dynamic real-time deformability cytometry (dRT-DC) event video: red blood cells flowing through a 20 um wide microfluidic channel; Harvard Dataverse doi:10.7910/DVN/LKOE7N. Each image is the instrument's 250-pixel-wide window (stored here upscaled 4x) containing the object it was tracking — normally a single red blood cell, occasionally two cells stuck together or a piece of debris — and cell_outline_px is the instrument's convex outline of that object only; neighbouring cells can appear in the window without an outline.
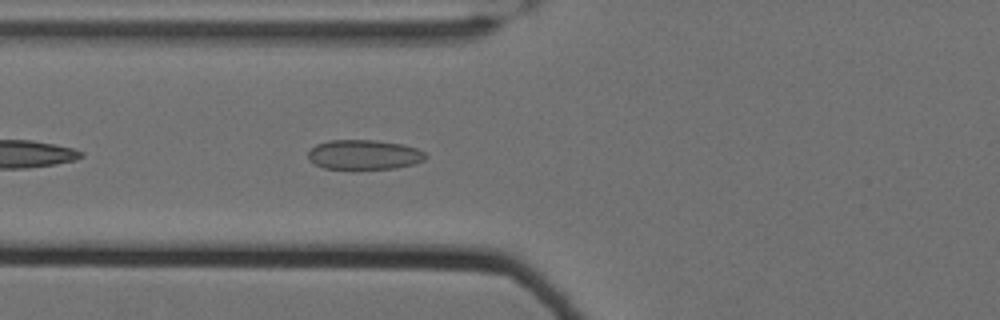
{"species": "Egyptian fruit bat (a non-hibernating species)", "species_latin": "Rousettus aegyptiacus", "temperature_condition": "cold", "stored_images_in_passage": 28, "camera_frame_rate_fps": 3000, "um_per_image_px": 0.085, "animal": {"sex": "female"}, "frame": {"image": 1, "passage_image": 6, "time_ms": 1.667, "image_size_px": [1000, 320], "cell_outline_px": [[428, 156], [424, 160], [412, 164], [396, 168], [324, 168], [308, 160], [308, 152], [316, 144], [328, 140], [376, 140], [404, 144], [416, 148], [424, 152]], "centroid_in_image_um": [30.95, 13.13], "position_along_channel_um": 94.9, "area_um2": 20.23}}
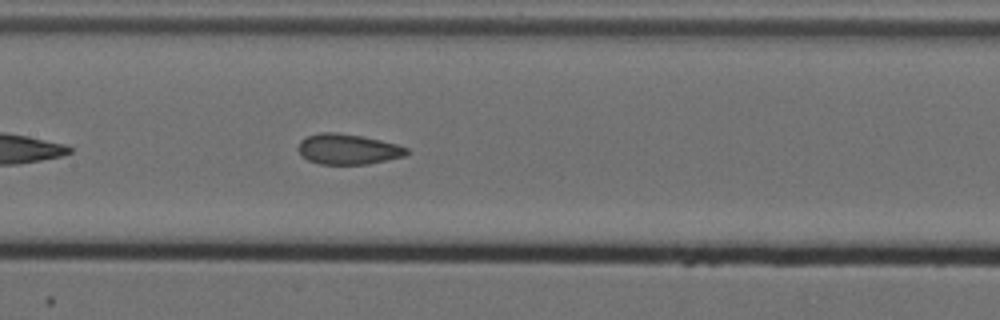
{"frame": {"image": 2, "passage_image": 13, "time_ms": 4.0, "image_size_px": [1000, 320], "cell_outline_px": [[408, 152], [404, 156], [368, 164], [320, 164], [308, 160], [296, 148], [300, 140], [308, 136], [320, 132], [336, 132], [360, 136], [380, 140], [396, 144], [408, 148]], "centroid_in_image_um": [29.55, 12.68], "position_along_channel_um": 177.9, "area_um2": 19.07}}
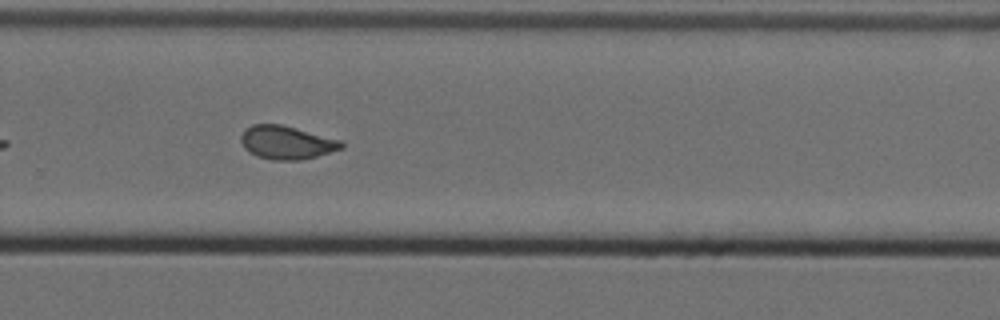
{"frame": {"image": 3, "passage_image": 24, "time_ms": 7.667, "image_size_px": [1000, 320], "cell_outline_px": [[344, 148], [316, 156], [300, 160], [272, 160], [256, 156], [248, 152], [244, 148], [240, 140], [240, 136], [244, 128], [252, 124], [280, 124], [344, 140]], "centroid_in_image_um": [24.35, 12.11], "position_along_channel_um": 305.4, "area_um2": 19.83}}